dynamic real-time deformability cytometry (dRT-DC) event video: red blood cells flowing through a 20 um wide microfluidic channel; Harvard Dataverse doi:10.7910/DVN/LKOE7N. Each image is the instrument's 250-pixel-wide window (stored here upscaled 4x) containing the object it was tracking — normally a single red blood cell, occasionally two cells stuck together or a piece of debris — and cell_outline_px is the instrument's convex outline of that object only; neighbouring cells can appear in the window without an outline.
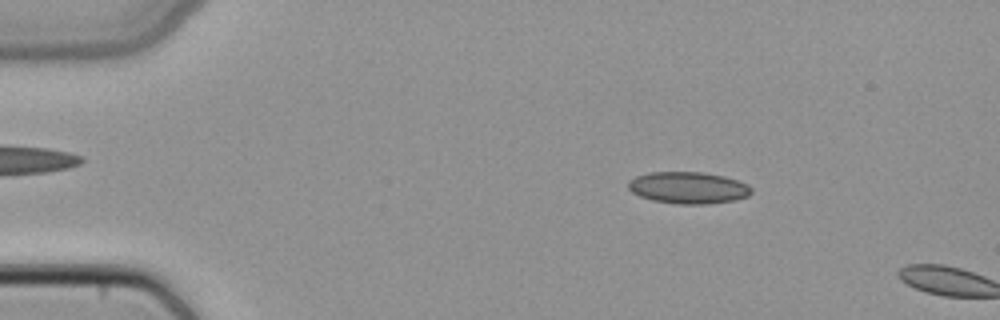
{"species": "common noctule bat (a hibernating species)", "species_latin": "Nyctalus noctula", "temperature_condition": "cold", "stored_images_in_passage": 3, "camera_frame_rate_fps": 3000, "um_per_image_px": 0.085, "animal": {"sex": "female", "body_mass_g": 22.7, "forearm_length_mm": 54.2}, "frame": {"image": 1, "passage_image": 2, "time_ms": 0.333, "image_size_px": [1000, 320], "cell_outline_px": [[752, 192], [748, 196], [736, 200], [704, 204], [680, 204], [652, 200], [640, 196], [632, 192], [628, 188], [628, 180], [636, 176], [648, 172], [700, 172], [724, 176], [748, 184], [752, 188]], "centroid_in_image_um": [58.5, 15.95], "position_along_channel_um": 26.5, "area_um2": 22.83}}